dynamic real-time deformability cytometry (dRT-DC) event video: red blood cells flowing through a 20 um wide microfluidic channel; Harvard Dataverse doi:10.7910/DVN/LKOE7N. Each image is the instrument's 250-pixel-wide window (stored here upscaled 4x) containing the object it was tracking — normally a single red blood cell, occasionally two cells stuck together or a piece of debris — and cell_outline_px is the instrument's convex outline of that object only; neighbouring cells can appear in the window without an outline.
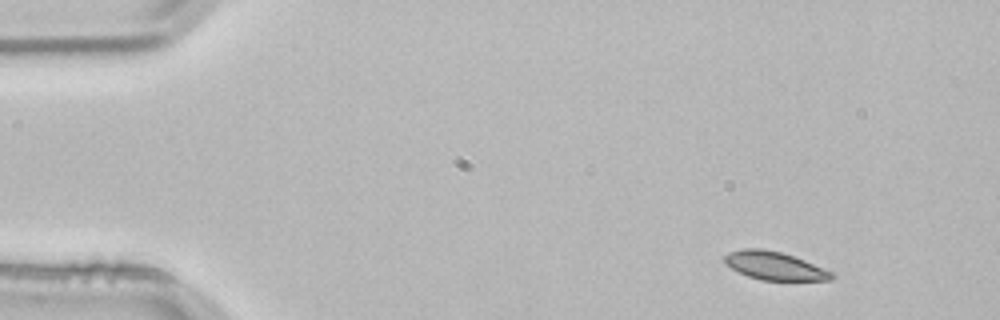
{"species": "common noctule bat (a hibernating species)", "species_latin": "Nyctalus noctula", "temperature_condition": "room temperature", "stored_images_in_passage": 3, "camera_frame_rate_fps": 3000, "um_per_image_px": 0.085, "animal": {"sex": "male", "body_mass_g": 21.5, "forearm_length_mm": 52.0}, "frame": {"image": 1, "passage_image": 1, "time_ms": 0.0, "image_size_px": [1000, 320], "cell_outline_px": [[836, 276], [832, 280], [760, 280], [748, 276], [732, 268], [724, 260], [724, 256], [728, 252], [744, 248], [760, 248], [780, 252], [804, 260], [832, 272]], "centroid_in_image_um": [65.84, 22.59], "position_along_channel_um": 19.2, "area_um2": 17.34}}